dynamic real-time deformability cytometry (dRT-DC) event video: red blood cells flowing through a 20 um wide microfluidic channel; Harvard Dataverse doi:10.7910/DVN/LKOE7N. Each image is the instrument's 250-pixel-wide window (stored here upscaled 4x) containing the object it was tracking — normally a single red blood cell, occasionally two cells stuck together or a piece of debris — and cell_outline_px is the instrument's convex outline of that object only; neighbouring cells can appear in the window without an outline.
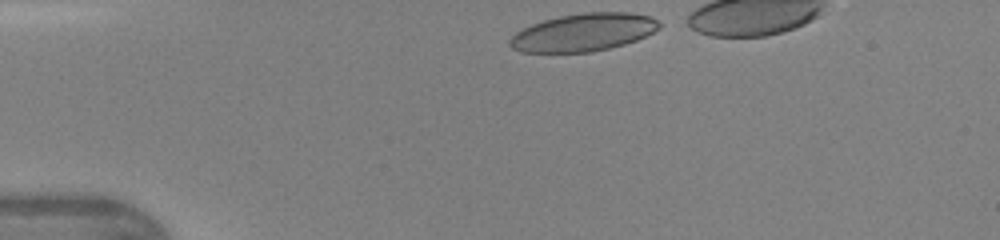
{"species": "human", "species_latin": "Homo sapiens", "temperature_condition": "warm", "stored_images_in_passage": 32, "camera_frame_rate_fps": 3000, "um_per_image_px": 0.085, "donor": {"sex": "female"}, "frame": {"image": 1, "passage_image": 1, "time_ms": 0.0, "image_size_px": [1000, 240], "cell_outline_px": [[660, 28], [636, 40], [624, 44], [592, 52], [520, 52], [512, 48], [508, 44], [508, 40], [516, 32], [532, 24], [544, 20], [560, 16], [584, 12], [628, 12], [648, 16], [656, 20], [660, 24]], "centroid_in_image_um": [49.56, 2.75], "position_along_channel_um": 35.4, "area_um2": 32.66}}
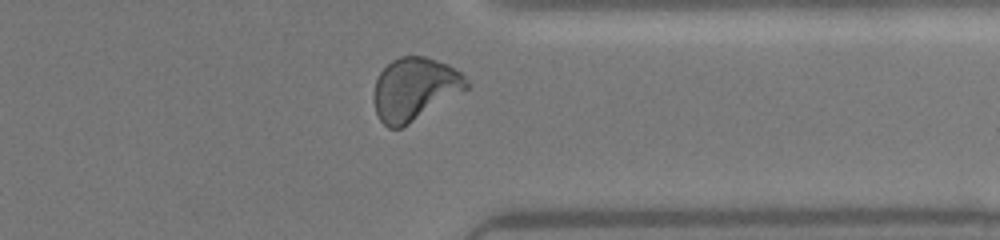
{"frame": {"image": 2, "passage_image": 28, "time_ms": 9.0, "image_size_px": [1000, 240], "cell_outline_px": [[468, 88], [408, 124], [400, 128], [388, 128], [380, 120], [376, 112], [372, 100], [372, 96], [376, 80], [380, 72], [392, 60], [400, 56], [424, 56], [448, 64], [460, 72], [468, 80]], "centroid_in_image_um": [35.21, 7.55], "position_along_channel_um": 376.2, "area_um2": 33.7}}